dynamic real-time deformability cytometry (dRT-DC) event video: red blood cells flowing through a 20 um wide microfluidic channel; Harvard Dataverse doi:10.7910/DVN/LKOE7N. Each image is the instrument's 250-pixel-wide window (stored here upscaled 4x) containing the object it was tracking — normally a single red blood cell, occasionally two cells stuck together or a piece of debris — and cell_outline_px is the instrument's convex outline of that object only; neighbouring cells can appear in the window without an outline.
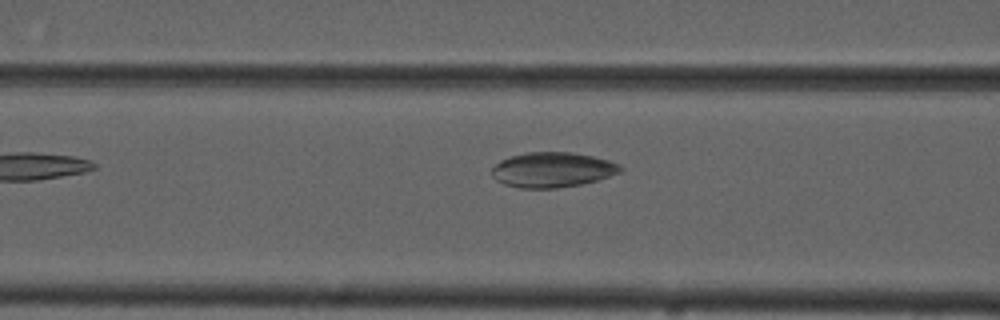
{"species": "common noctule bat (a hibernating species)", "species_latin": "Nyctalus noctula", "temperature_condition": "cold", "stored_images_in_passage": 6, "camera_frame_rate_fps": 3000, "um_per_image_px": 0.085, "animal": {"sex": "male", "forearm_length_mm": 52.5}, "frame": {"image": 1, "passage_image": 5, "time_ms": 6.333, "image_size_px": [1000, 320], "cell_outline_px": [[624, 168], [620, 172], [596, 180], [580, 184], [556, 188], [520, 188], [504, 184], [496, 180], [492, 176], [492, 168], [500, 160], [512, 156], [528, 152], [572, 152], [592, 156], [608, 160], [620, 164]], "centroid_in_image_um": [46.95, 14.43], "position_along_channel_um": 119.7, "area_um2": 26.13}}
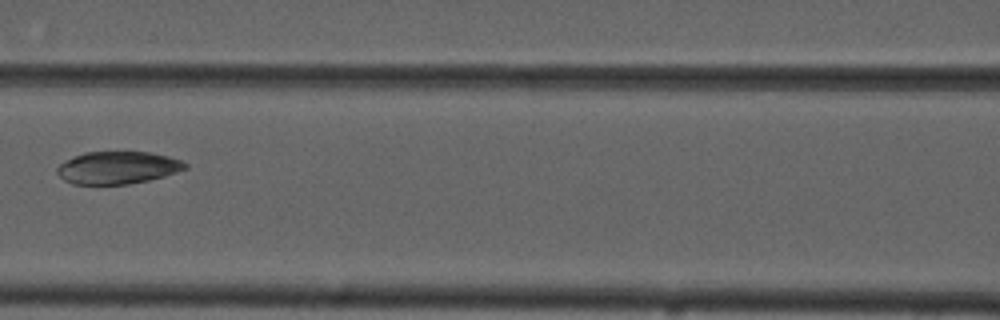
{"frame": {"image": 2, "passage_image": 6, "time_ms": 7.333, "image_size_px": [1000, 320], "cell_outline_px": [[188, 168], [164, 176], [148, 180], [128, 184], [72, 184], [64, 180], [56, 172], [56, 168], [60, 164], [84, 152], [152, 152], [168, 156], [180, 160], [188, 164]], "centroid_in_image_um": [10.02, 14.25], "position_along_channel_um": 156.6, "area_um2": 24.1}}